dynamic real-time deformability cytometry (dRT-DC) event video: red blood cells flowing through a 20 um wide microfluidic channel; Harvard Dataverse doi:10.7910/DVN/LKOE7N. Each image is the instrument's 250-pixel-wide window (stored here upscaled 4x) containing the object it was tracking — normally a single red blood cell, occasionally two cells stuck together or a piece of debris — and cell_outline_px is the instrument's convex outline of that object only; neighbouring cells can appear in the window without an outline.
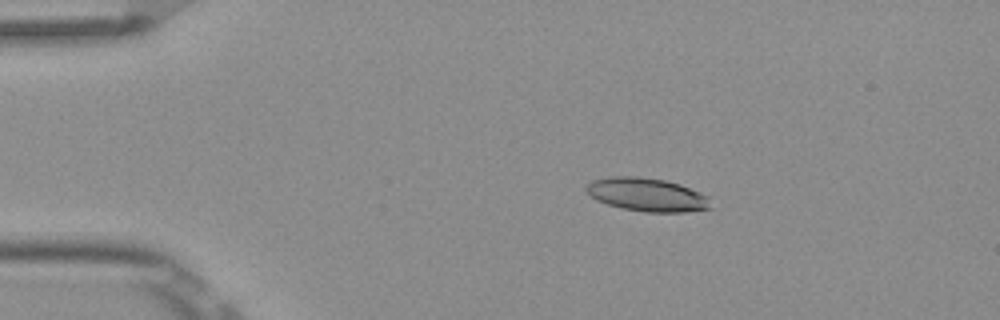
{"species": "Egyptian fruit bat (a non-hibernating species)", "species_latin": "Rousettus aegyptiacus", "temperature_condition": "room temperature", "stored_images_in_passage": 4, "camera_frame_rate_fps": 3000, "um_per_image_px": 0.085, "frame": {"image": 1, "passage_image": 1, "time_ms": 0.0, "image_size_px": [1000, 320], "cell_outline_px": [[712, 208], [684, 212], [644, 212], [620, 208], [596, 200], [584, 188], [592, 180], [608, 176], [640, 176], [664, 180], [680, 184], [700, 192], [708, 196]], "centroid_in_image_um": [54.99, 16.54], "position_along_channel_um": 30.0, "area_um2": 24.33}}
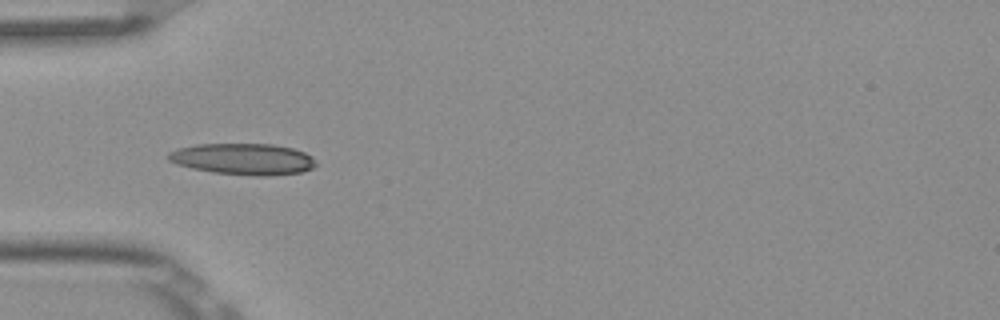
{"frame": {"image": 2, "passage_image": 3, "time_ms": 0.667, "image_size_px": [1000, 320], "cell_outline_px": [[316, 164], [312, 168], [300, 172], [264, 176], [256, 176], [212, 172], [192, 168], [176, 164], [168, 160], [168, 152], [176, 148], [196, 144], [272, 144], [292, 148], [304, 152], [312, 156]], "centroid_in_image_um": [20.63, 13.51], "position_along_channel_um": 64.4, "area_um2": 26.93}}
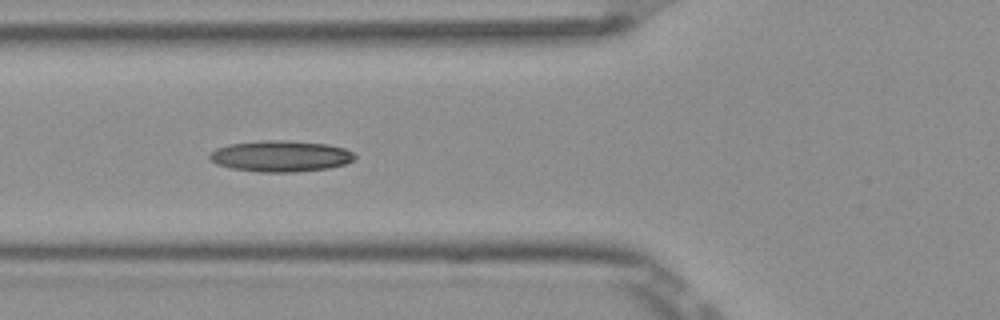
{"frame": {"image": 3, "passage_image": 4, "time_ms": 1.0, "image_size_px": [1000, 320], "cell_outline_px": [[356, 156], [352, 160], [344, 164], [328, 168], [296, 172], [260, 172], [232, 168], [216, 164], [208, 156], [216, 148], [228, 144], [260, 140], [288, 140], [328, 144], [344, 148], [352, 152]], "centroid_in_image_um": [23.84, 13.26], "position_along_channel_um": 102.0, "area_um2": 26.36}}